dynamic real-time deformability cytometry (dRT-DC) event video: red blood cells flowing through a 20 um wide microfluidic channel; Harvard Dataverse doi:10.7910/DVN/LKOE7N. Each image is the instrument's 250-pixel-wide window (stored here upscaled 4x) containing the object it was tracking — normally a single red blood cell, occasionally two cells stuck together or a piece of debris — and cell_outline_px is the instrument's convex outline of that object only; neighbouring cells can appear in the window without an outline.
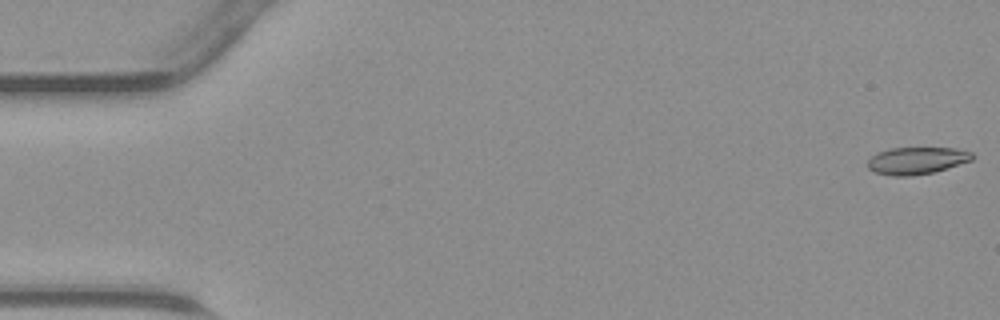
{"species": "common noctule bat (a hibernating species)", "species_latin": "Nyctalus noctula", "temperature_condition": "warm", "stored_images_in_passage": 45, "camera_frame_rate_fps": 3000, "um_per_image_px": 0.085, "animal": {"sex": "male", "body_mass_g": 23.1, "forearm_length_mm": 52.7}, "frame": {"image": 1, "passage_image": 1, "time_ms": 0.0, "image_size_px": [1000, 320], "cell_outline_px": [[976, 156], [972, 160], [948, 168], [932, 172], [912, 176], [892, 176], [872, 172], [868, 168], [868, 160], [876, 152], [892, 148], [956, 148], [972, 152]], "centroid_in_image_um": [77.92, 13.65], "position_along_channel_um": 7.1, "area_um2": 16.7}}
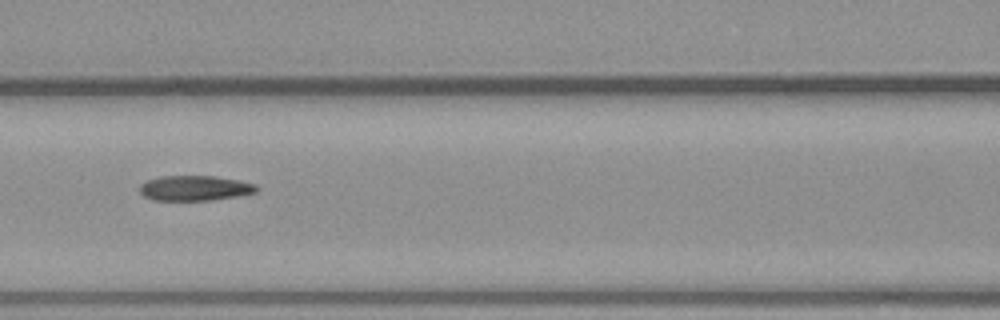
{"frame": {"image": 2, "passage_image": 20, "time_ms": 6.333, "image_size_px": [1000, 320], "cell_outline_px": [[260, 188], [256, 192], [236, 196], [212, 200], [152, 200], [144, 196], [140, 192], [140, 184], [148, 180], [160, 176], [216, 176], [240, 180], [256, 184]], "centroid_in_image_um": [16.58, 15.98], "position_along_channel_um": 150.0, "area_um2": 17.17}}
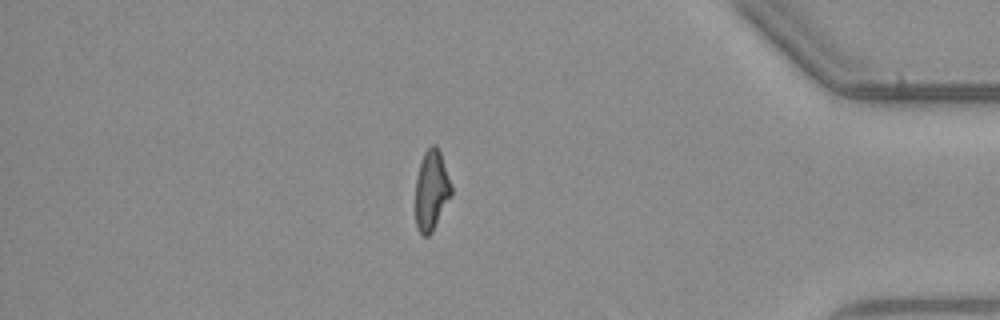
{"frame": {"image": 3, "passage_image": 39, "time_ms": 12.667, "image_size_px": [1000, 320], "cell_outline_px": [[452, 192], [432, 232], [428, 236], [424, 236], [416, 228], [416, 176], [424, 152], [432, 144], [436, 144], [440, 152], [452, 184]], "centroid_in_image_um": [36.67, 16.16], "position_along_channel_um": 398.5, "area_um2": 16.59}}